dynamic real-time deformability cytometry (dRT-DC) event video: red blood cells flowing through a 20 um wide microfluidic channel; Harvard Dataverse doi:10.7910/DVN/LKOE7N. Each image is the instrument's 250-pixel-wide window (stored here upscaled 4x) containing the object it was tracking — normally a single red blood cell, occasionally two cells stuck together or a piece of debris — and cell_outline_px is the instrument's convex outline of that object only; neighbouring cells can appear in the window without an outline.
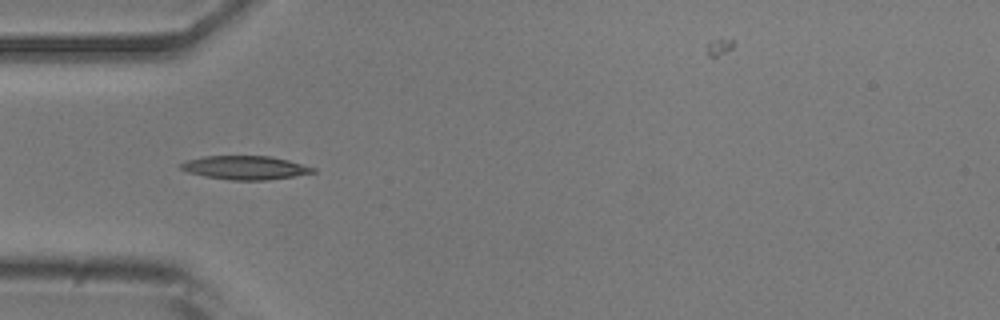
{"species": "common noctule bat (a hibernating species)", "species_latin": "Nyctalus noctula", "temperature_condition": "room temperature", "stored_images_in_passage": 4, "camera_frame_rate_fps": 3000, "um_per_image_px": 0.085, "animal": {"sex": "male", "body_mass_g": 20.5, "forearm_length_mm": 52.5}, "frame": {"image": 1, "passage_image": 2, "time_ms": 0.333, "image_size_px": [1000, 320], "cell_outline_px": [[316, 172], [292, 176], [264, 180], [232, 180], [204, 176], [188, 172], [180, 168], [180, 164], [184, 160], [204, 156], [272, 156], [288, 160], [316, 168]], "centroid_in_image_um": [20.81, 14.24], "position_along_channel_um": 64.2, "area_um2": 18.15}}
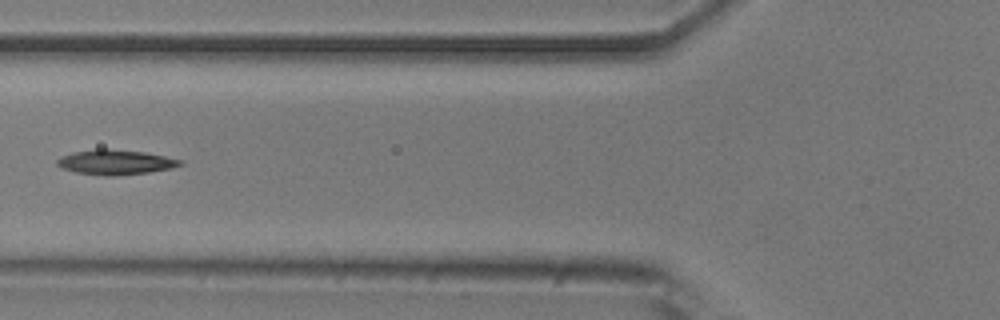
{"frame": {"image": 2, "passage_image": 3, "time_ms": 0.667, "image_size_px": [1000, 320], "cell_outline_px": [[184, 164], [172, 168], [148, 172], [116, 176], [108, 176], [76, 172], [60, 168], [56, 164], [56, 160], [60, 156], [72, 152], [96, 148], [104, 148], [144, 152], [184, 160]], "centroid_in_image_um": [9.79, 13.78], "position_along_channel_um": 116.0, "area_um2": 18.03}}
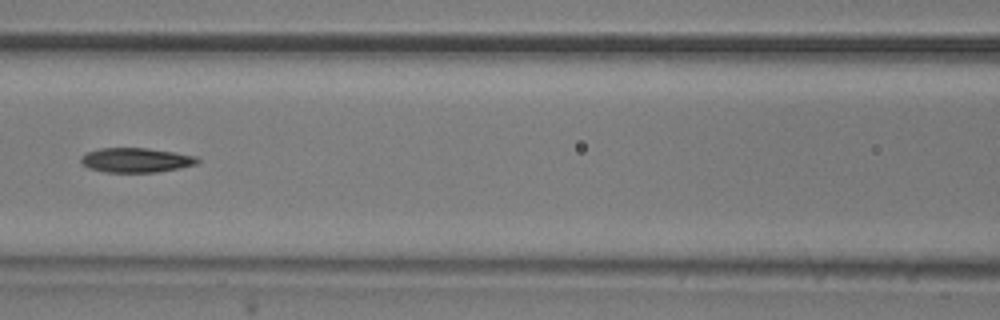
{"frame": {"image": 3, "passage_image": 4, "time_ms": 1.0, "image_size_px": [1000, 320], "cell_outline_px": [[200, 160], [196, 164], [180, 168], [156, 172], [104, 172], [88, 168], [80, 164], [80, 156], [88, 152], [100, 148], [148, 148], [196, 156]], "centroid_in_image_um": [11.51, 13.61], "position_along_channel_um": 155.1, "area_um2": 16.7}}